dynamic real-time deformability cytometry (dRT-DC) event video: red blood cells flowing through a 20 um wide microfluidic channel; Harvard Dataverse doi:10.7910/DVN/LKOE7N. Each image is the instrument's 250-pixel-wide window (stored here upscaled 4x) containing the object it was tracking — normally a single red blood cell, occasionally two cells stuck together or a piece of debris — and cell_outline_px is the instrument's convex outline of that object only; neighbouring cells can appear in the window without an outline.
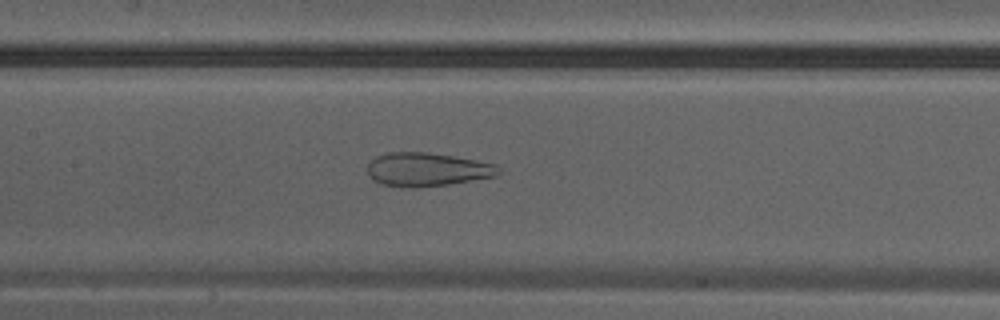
{"species": "Egyptian fruit bat (a non-hibernating species)", "species_latin": "Rousettus aegyptiacus", "temperature_condition": "warm", "stored_images_in_passage": 19, "camera_frame_rate_fps": 3000, "um_per_image_px": 0.085, "animal": {"sex": "male"}, "frame": {"image": 1, "passage_image": 6, "time_ms": 1.667, "image_size_px": [1000, 320], "cell_outline_px": [[500, 172], [496, 176], [448, 184], [416, 188], [412, 188], [380, 184], [372, 180], [368, 176], [368, 164], [376, 156], [388, 152], [428, 152], [500, 164]], "centroid_in_image_um": [36.3, 14.4], "position_along_channel_um": 171.1, "area_um2": 25.84}}
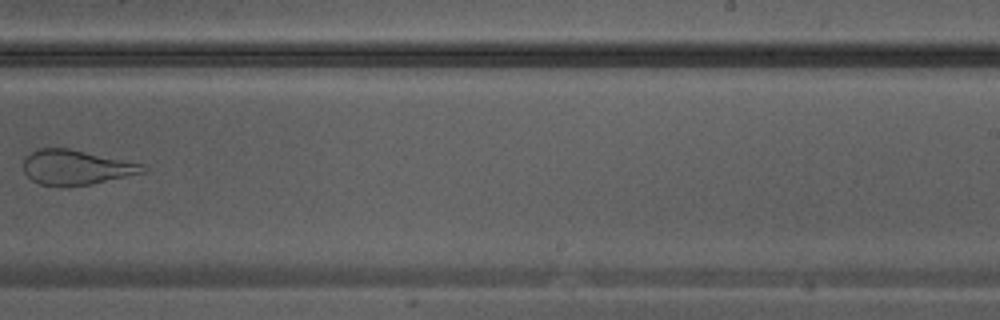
{"frame": {"image": 2, "passage_image": 11, "time_ms": 3.333, "image_size_px": [1000, 320], "cell_outline_px": [[144, 172], [88, 184], [40, 184], [32, 180], [24, 172], [24, 160], [36, 148], [68, 148], [144, 164]], "centroid_in_image_um": [6.44, 14.19], "position_along_channel_um": 282.6, "area_um2": 23.29}}